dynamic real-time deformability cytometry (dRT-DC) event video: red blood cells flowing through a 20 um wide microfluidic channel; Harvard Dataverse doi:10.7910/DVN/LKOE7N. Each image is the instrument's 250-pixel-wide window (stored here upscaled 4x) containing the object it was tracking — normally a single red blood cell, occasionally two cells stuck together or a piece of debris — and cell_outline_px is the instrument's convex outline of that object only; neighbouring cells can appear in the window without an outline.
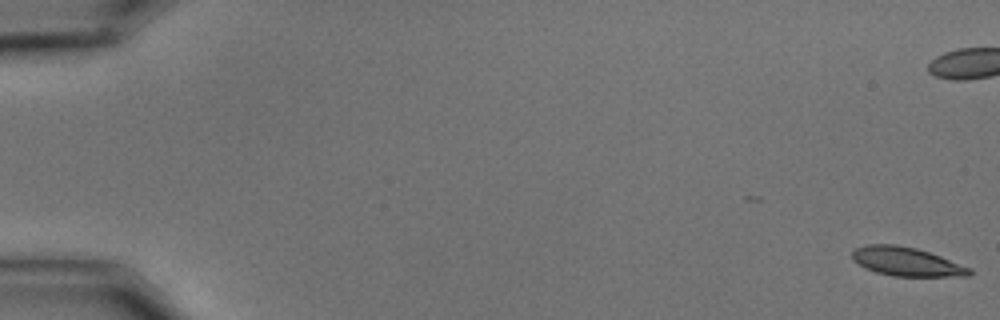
{"species": "common noctule bat (a hibernating species)", "species_latin": "Nyctalus noctula", "temperature_condition": "cold", "stored_images_in_passage": 59, "camera_frame_rate_fps": 3000, "um_per_image_px": 0.085, "animal": {"sex": "male", "body_mass_g": 15.6}, "frame": {"image": 1, "passage_image": 1, "time_ms": 0.0, "image_size_px": [1000, 320], "cell_outline_px": [[972, 272], [968, 276], [892, 276], [876, 272], [864, 268], [852, 260], [852, 252], [856, 248], [868, 244], [896, 244], [916, 248], [940, 256], [972, 268]], "centroid_in_image_um": [77.03, 22.24], "position_along_channel_um": 8.0, "area_um2": 19.71}, "authors_computed_cell_mechanics": {"area_um2": 20.23, "velocity_mm_per_s": 3.5041, "shape_relaxation_time_tau1_ms": 4.4953, "shape_relaxation_time_tau2_ms": 5.9823, "deformation_change_tau1": 0.1362, "deformation_change_tau2": 0.1298}}